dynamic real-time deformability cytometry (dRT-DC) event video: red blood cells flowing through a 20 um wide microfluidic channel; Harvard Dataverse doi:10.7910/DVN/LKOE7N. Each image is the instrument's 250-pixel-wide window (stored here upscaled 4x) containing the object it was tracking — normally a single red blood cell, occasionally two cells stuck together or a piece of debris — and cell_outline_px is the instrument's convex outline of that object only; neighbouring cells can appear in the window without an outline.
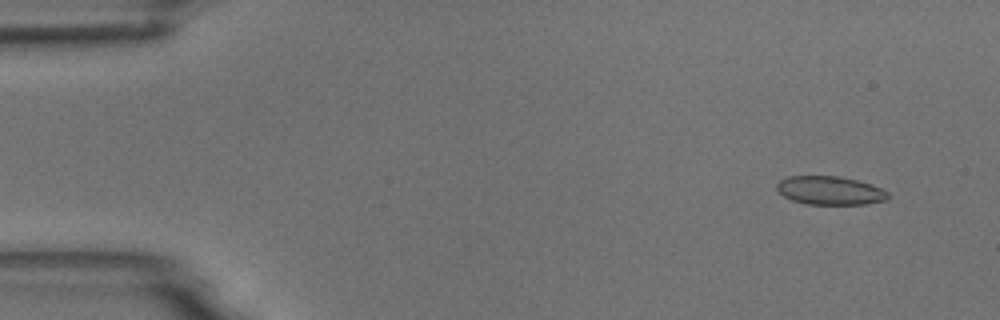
{"species": "common noctule bat (a hibernating species)", "species_latin": "Nyctalus noctula", "temperature_condition": "room temperature", "stored_images_in_passage": 26, "camera_frame_rate_fps": 3000, "um_per_image_px": 0.085, "animal": {"sex": "male", "body_mass_g": 18.8}, "frame": {"image": 1, "passage_image": 3, "time_ms": 0.667, "image_size_px": [1000, 320], "cell_outline_px": [[888, 196], [884, 200], [868, 204], [808, 204], [792, 200], [784, 196], [776, 188], [776, 184], [780, 180], [788, 176], [840, 176], [872, 184], [888, 192]], "centroid_in_image_um": [70.53, 16.19], "position_along_channel_um": 14.5, "area_um2": 18.38}}
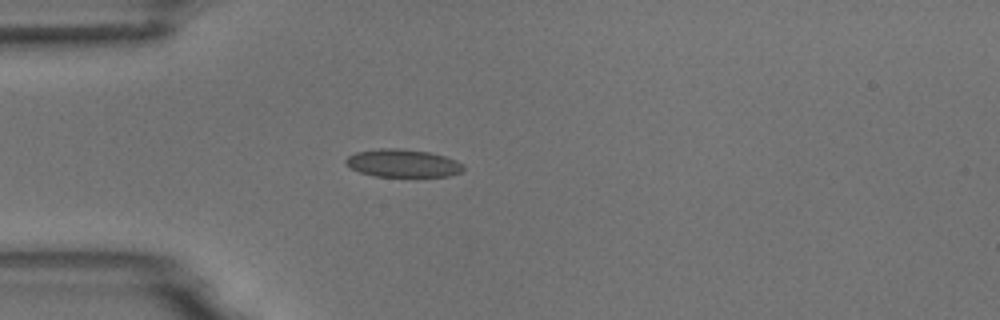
{"frame": {"image": 2, "passage_image": 14, "time_ms": 4.333, "image_size_px": [1000, 320], "cell_outline_px": [[464, 168], [460, 172], [448, 176], [376, 176], [360, 172], [352, 168], [344, 160], [348, 156], [356, 152], [380, 148], [400, 148], [428, 152], [444, 156], [456, 160], [464, 164]], "centroid_in_image_um": [34.25, 13.86], "position_along_channel_um": 50.7, "area_um2": 18.9}}